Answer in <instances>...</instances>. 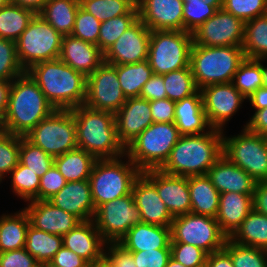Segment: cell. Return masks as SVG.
I'll return each mask as SVG.
<instances>
[{"instance_id": "obj_1", "label": "cell", "mask_w": 267, "mask_h": 267, "mask_svg": "<svg viewBox=\"0 0 267 267\" xmlns=\"http://www.w3.org/2000/svg\"><path fill=\"white\" fill-rule=\"evenodd\" d=\"M223 131L209 129L204 134L181 135L160 168L171 175H204L223 155Z\"/></svg>"}, {"instance_id": "obj_2", "label": "cell", "mask_w": 267, "mask_h": 267, "mask_svg": "<svg viewBox=\"0 0 267 267\" xmlns=\"http://www.w3.org/2000/svg\"><path fill=\"white\" fill-rule=\"evenodd\" d=\"M26 72L55 110H71L84 104L87 77L59 58L36 63Z\"/></svg>"}, {"instance_id": "obj_3", "label": "cell", "mask_w": 267, "mask_h": 267, "mask_svg": "<svg viewBox=\"0 0 267 267\" xmlns=\"http://www.w3.org/2000/svg\"><path fill=\"white\" fill-rule=\"evenodd\" d=\"M54 110L37 83L25 72L12 81L8 109L0 129L25 137Z\"/></svg>"}, {"instance_id": "obj_4", "label": "cell", "mask_w": 267, "mask_h": 267, "mask_svg": "<svg viewBox=\"0 0 267 267\" xmlns=\"http://www.w3.org/2000/svg\"><path fill=\"white\" fill-rule=\"evenodd\" d=\"M73 113L77 146L96 159H113L126 155V148L119 141L115 114L80 105Z\"/></svg>"}, {"instance_id": "obj_5", "label": "cell", "mask_w": 267, "mask_h": 267, "mask_svg": "<svg viewBox=\"0 0 267 267\" xmlns=\"http://www.w3.org/2000/svg\"><path fill=\"white\" fill-rule=\"evenodd\" d=\"M245 60L242 47H210L193 44L190 67L197 88L211 84L230 83L239 65Z\"/></svg>"}, {"instance_id": "obj_6", "label": "cell", "mask_w": 267, "mask_h": 267, "mask_svg": "<svg viewBox=\"0 0 267 267\" xmlns=\"http://www.w3.org/2000/svg\"><path fill=\"white\" fill-rule=\"evenodd\" d=\"M120 158L97 159L93 166L89 183L95 210L105 202L129 195L141 174L130 159L124 163Z\"/></svg>"}, {"instance_id": "obj_7", "label": "cell", "mask_w": 267, "mask_h": 267, "mask_svg": "<svg viewBox=\"0 0 267 267\" xmlns=\"http://www.w3.org/2000/svg\"><path fill=\"white\" fill-rule=\"evenodd\" d=\"M181 134L174 122L152 123L126 147V155L141 172L160 169Z\"/></svg>"}, {"instance_id": "obj_8", "label": "cell", "mask_w": 267, "mask_h": 267, "mask_svg": "<svg viewBox=\"0 0 267 267\" xmlns=\"http://www.w3.org/2000/svg\"><path fill=\"white\" fill-rule=\"evenodd\" d=\"M192 45V33L188 31H151L147 60L153 74L164 75L189 67Z\"/></svg>"}, {"instance_id": "obj_9", "label": "cell", "mask_w": 267, "mask_h": 267, "mask_svg": "<svg viewBox=\"0 0 267 267\" xmlns=\"http://www.w3.org/2000/svg\"><path fill=\"white\" fill-rule=\"evenodd\" d=\"M63 36L39 14L15 41L19 62L26 71L32 65L59 58Z\"/></svg>"}, {"instance_id": "obj_10", "label": "cell", "mask_w": 267, "mask_h": 267, "mask_svg": "<svg viewBox=\"0 0 267 267\" xmlns=\"http://www.w3.org/2000/svg\"><path fill=\"white\" fill-rule=\"evenodd\" d=\"M25 138L53 157L77 148L76 125L71 110H54Z\"/></svg>"}, {"instance_id": "obj_11", "label": "cell", "mask_w": 267, "mask_h": 267, "mask_svg": "<svg viewBox=\"0 0 267 267\" xmlns=\"http://www.w3.org/2000/svg\"><path fill=\"white\" fill-rule=\"evenodd\" d=\"M227 239L216 218L191 212L173 217L170 243L191 244L211 254L222 250Z\"/></svg>"}, {"instance_id": "obj_12", "label": "cell", "mask_w": 267, "mask_h": 267, "mask_svg": "<svg viewBox=\"0 0 267 267\" xmlns=\"http://www.w3.org/2000/svg\"><path fill=\"white\" fill-rule=\"evenodd\" d=\"M223 156L257 182L267 181L266 136L251 132L245 126L237 136L229 138L223 135Z\"/></svg>"}, {"instance_id": "obj_13", "label": "cell", "mask_w": 267, "mask_h": 267, "mask_svg": "<svg viewBox=\"0 0 267 267\" xmlns=\"http://www.w3.org/2000/svg\"><path fill=\"white\" fill-rule=\"evenodd\" d=\"M93 221L106 243H118L125 234L141 222L132 192L129 195L101 204Z\"/></svg>"}, {"instance_id": "obj_14", "label": "cell", "mask_w": 267, "mask_h": 267, "mask_svg": "<svg viewBox=\"0 0 267 267\" xmlns=\"http://www.w3.org/2000/svg\"><path fill=\"white\" fill-rule=\"evenodd\" d=\"M126 100L118 81L116 65L103 62L87 77L84 101L87 107L115 114Z\"/></svg>"}, {"instance_id": "obj_15", "label": "cell", "mask_w": 267, "mask_h": 267, "mask_svg": "<svg viewBox=\"0 0 267 267\" xmlns=\"http://www.w3.org/2000/svg\"><path fill=\"white\" fill-rule=\"evenodd\" d=\"M244 30L243 20L221 8L192 32L193 44L210 47H242Z\"/></svg>"}, {"instance_id": "obj_16", "label": "cell", "mask_w": 267, "mask_h": 267, "mask_svg": "<svg viewBox=\"0 0 267 267\" xmlns=\"http://www.w3.org/2000/svg\"><path fill=\"white\" fill-rule=\"evenodd\" d=\"M201 90L203 107L208 122L213 129L223 131V126L233 116L246 99L230 83L211 84Z\"/></svg>"}, {"instance_id": "obj_17", "label": "cell", "mask_w": 267, "mask_h": 267, "mask_svg": "<svg viewBox=\"0 0 267 267\" xmlns=\"http://www.w3.org/2000/svg\"><path fill=\"white\" fill-rule=\"evenodd\" d=\"M151 30L138 18L104 53V62L124 65L148 59Z\"/></svg>"}, {"instance_id": "obj_18", "label": "cell", "mask_w": 267, "mask_h": 267, "mask_svg": "<svg viewBox=\"0 0 267 267\" xmlns=\"http://www.w3.org/2000/svg\"><path fill=\"white\" fill-rule=\"evenodd\" d=\"M155 186L172 217L191 212L188 177L164 173L160 169L142 172Z\"/></svg>"}, {"instance_id": "obj_19", "label": "cell", "mask_w": 267, "mask_h": 267, "mask_svg": "<svg viewBox=\"0 0 267 267\" xmlns=\"http://www.w3.org/2000/svg\"><path fill=\"white\" fill-rule=\"evenodd\" d=\"M138 18L151 30L184 31L182 0H136Z\"/></svg>"}, {"instance_id": "obj_20", "label": "cell", "mask_w": 267, "mask_h": 267, "mask_svg": "<svg viewBox=\"0 0 267 267\" xmlns=\"http://www.w3.org/2000/svg\"><path fill=\"white\" fill-rule=\"evenodd\" d=\"M153 123L149 101L134 97L115 113V124L119 141L126 148Z\"/></svg>"}, {"instance_id": "obj_21", "label": "cell", "mask_w": 267, "mask_h": 267, "mask_svg": "<svg viewBox=\"0 0 267 267\" xmlns=\"http://www.w3.org/2000/svg\"><path fill=\"white\" fill-rule=\"evenodd\" d=\"M27 212L30 224L53 235L64 236L82 221L71 213L56 207L48 200L29 201Z\"/></svg>"}, {"instance_id": "obj_22", "label": "cell", "mask_w": 267, "mask_h": 267, "mask_svg": "<svg viewBox=\"0 0 267 267\" xmlns=\"http://www.w3.org/2000/svg\"><path fill=\"white\" fill-rule=\"evenodd\" d=\"M132 194L141 212V222L171 226L173 217L159 197L156 186L142 172L133 183Z\"/></svg>"}, {"instance_id": "obj_23", "label": "cell", "mask_w": 267, "mask_h": 267, "mask_svg": "<svg viewBox=\"0 0 267 267\" xmlns=\"http://www.w3.org/2000/svg\"><path fill=\"white\" fill-rule=\"evenodd\" d=\"M63 246L86 260L91 266L105 256L106 242L93 220L82 221L62 236Z\"/></svg>"}, {"instance_id": "obj_24", "label": "cell", "mask_w": 267, "mask_h": 267, "mask_svg": "<svg viewBox=\"0 0 267 267\" xmlns=\"http://www.w3.org/2000/svg\"><path fill=\"white\" fill-rule=\"evenodd\" d=\"M48 201L81 221L93 220L96 212L89 180L67 182Z\"/></svg>"}, {"instance_id": "obj_25", "label": "cell", "mask_w": 267, "mask_h": 267, "mask_svg": "<svg viewBox=\"0 0 267 267\" xmlns=\"http://www.w3.org/2000/svg\"><path fill=\"white\" fill-rule=\"evenodd\" d=\"M59 59L88 77L104 62V53L97 45L68 35L63 36Z\"/></svg>"}, {"instance_id": "obj_26", "label": "cell", "mask_w": 267, "mask_h": 267, "mask_svg": "<svg viewBox=\"0 0 267 267\" xmlns=\"http://www.w3.org/2000/svg\"><path fill=\"white\" fill-rule=\"evenodd\" d=\"M207 175L220 194L236 192L253 196L257 185L252 176L223 155L208 170Z\"/></svg>"}, {"instance_id": "obj_27", "label": "cell", "mask_w": 267, "mask_h": 267, "mask_svg": "<svg viewBox=\"0 0 267 267\" xmlns=\"http://www.w3.org/2000/svg\"><path fill=\"white\" fill-rule=\"evenodd\" d=\"M171 226L137 223L118 242L128 251L170 248Z\"/></svg>"}, {"instance_id": "obj_28", "label": "cell", "mask_w": 267, "mask_h": 267, "mask_svg": "<svg viewBox=\"0 0 267 267\" xmlns=\"http://www.w3.org/2000/svg\"><path fill=\"white\" fill-rule=\"evenodd\" d=\"M174 123L181 135L204 134L205 128L212 129L204 111L201 90L175 102Z\"/></svg>"}, {"instance_id": "obj_29", "label": "cell", "mask_w": 267, "mask_h": 267, "mask_svg": "<svg viewBox=\"0 0 267 267\" xmlns=\"http://www.w3.org/2000/svg\"><path fill=\"white\" fill-rule=\"evenodd\" d=\"M253 209L251 194L225 192L220 194L216 220L221 230L230 237Z\"/></svg>"}, {"instance_id": "obj_30", "label": "cell", "mask_w": 267, "mask_h": 267, "mask_svg": "<svg viewBox=\"0 0 267 267\" xmlns=\"http://www.w3.org/2000/svg\"><path fill=\"white\" fill-rule=\"evenodd\" d=\"M188 186L191 200V213L216 218L220 193L212 184L209 176L194 175L188 177Z\"/></svg>"}, {"instance_id": "obj_31", "label": "cell", "mask_w": 267, "mask_h": 267, "mask_svg": "<svg viewBox=\"0 0 267 267\" xmlns=\"http://www.w3.org/2000/svg\"><path fill=\"white\" fill-rule=\"evenodd\" d=\"M96 158L77 147L54 157V165L67 182L89 180Z\"/></svg>"}, {"instance_id": "obj_32", "label": "cell", "mask_w": 267, "mask_h": 267, "mask_svg": "<svg viewBox=\"0 0 267 267\" xmlns=\"http://www.w3.org/2000/svg\"><path fill=\"white\" fill-rule=\"evenodd\" d=\"M80 0H48L38 13L62 36L71 35Z\"/></svg>"}, {"instance_id": "obj_33", "label": "cell", "mask_w": 267, "mask_h": 267, "mask_svg": "<svg viewBox=\"0 0 267 267\" xmlns=\"http://www.w3.org/2000/svg\"><path fill=\"white\" fill-rule=\"evenodd\" d=\"M30 220L23 209L14 215L0 217V252L25 248L27 229Z\"/></svg>"}, {"instance_id": "obj_34", "label": "cell", "mask_w": 267, "mask_h": 267, "mask_svg": "<svg viewBox=\"0 0 267 267\" xmlns=\"http://www.w3.org/2000/svg\"><path fill=\"white\" fill-rule=\"evenodd\" d=\"M229 238L241 245L267 250V215L252 209Z\"/></svg>"}, {"instance_id": "obj_35", "label": "cell", "mask_w": 267, "mask_h": 267, "mask_svg": "<svg viewBox=\"0 0 267 267\" xmlns=\"http://www.w3.org/2000/svg\"><path fill=\"white\" fill-rule=\"evenodd\" d=\"M63 246L62 236L53 235L33 227L27 229L25 249L38 263L49 264L57 251Z\"/></svg>"}, {"instance_id": "obj_36", "label": "cell", "mask_w": 267, "mask_h": 267, "mask_svg": "<svg viewBox=\"0 0 267 267\" xmlns=\"http://www.w3.org/2000/svg\"><path fill=\"white\" fill-rule=\"evenodd\" d=\"M116 72L125 97H140L144 84L150 80L153 71L148 60L133 64L116 65Z\"/></svg>"}, {"instance_id": "obj_37", "label": "cell", "mask_w": 267, "mask_h": 267, "mask_svg": "<svg viewBox=\"0 0 267 267\" xmlns=\"http://www.w3.org/2000/svg\"><path fill=\"white\" fill-rule=\"evenodd\" d=\"M242 49L247 59L267 58V14L245 22Z\"/></svg>"}, {"instance_id": "obj_38", "label": "cell", "mask_w": 267, "mask_h": 267, "mask_svg": "<svg viewBox=\"0 0 267 267\" xmlns=\"http://www.w3.org/2000/svg\"><path fill=\"white\" fill-rule=\"evenodd\" d=\"M35 13L9 3L0 9V37L16 41L27 28Z\"/></svg>"}, {"instance_id": "obj_39", "label": "cell", "mask_w": 267, "mask_h": 267, "mask_svg": "<svg viewBox=\"0 0 267 267\" xmlns=\"http://www.w3.org/2000/svg\"><path fill=\"white\" fill-rule=\"evenodd\" d=\"M163 81L166 98L175 102L187 98L199 90L190 66L164 74Z\"/></svg>"}, {"instance_id": "obj_40", "label": "cell", "mask_w": 267, "mask_h": 267, "mask_svg": "<svg viewBox=\"0 0 267 267\" xmlns=\"http://www.w3.org/2000/svg\"><path fill=\"white\" fill-rule=\"evenodd\" d=\"M137 19L138 9L135 5L127 14L101 22L98 37L100 50L105 53Z\"/></svg>"}, {"instance_id": "obj_41", "label": "cell", "mask_w": 267, "mask_h": 267, "mask_svg": "<svg viewBox=\"0 0 267 267\" xmlns=\"http://www.w3.org/2000/svg\"><path fill=\"white\" fill-rule=\"evenodd\" d=\"M232 83L248 99L256 90L263 87L261 64L257 60L245 58L239 65Z\"/></svg>"}, {"instance_id": "obj_42", "label": "cell", "mask_w": 267, "mask_h": 267, "mask_svg": "<svg viewBox=\"0 0 267 267\" xmlns=\"http://www.w3.org/2000/svg\"><path fill=\"white\" fill-rule=\"evenodd\" d=\"M223 249L234 267H267V250L235 243L229 237Z\"/></svg>"}, {"instance_id": "obj_43", "label": "cell", "mask_w": 267, "mask_h": 267, "mask_svg": "<svg viewBox=\"0 0 267 267\" xmlns=\"http://www.w3.org/2000/svg\"><path fill=\"white\" fill-rule=\"evenodd\" d=\"M136 0H80V6L100 22L127 14Z\"/></svg>"}, {"instance_id": "obj_44", "label": "cell", "mask_w": 267, "mask_h": 267, "mask_svg": "<svg viewBox=\"0 0 267 267\" xmlns=\"http://www.w3.org/2000/svg\"><path fill=\"white\" fill-rule=\"evenodd\" d=\"M19 163L27 166L41 178L54 164V157L33 145L25 137H21Z\"/></svg>"}, {"instance_id": "obj_45", "label": "cell", "mask_w": 267, "mask_h": 267, "mask_svg": "<svg viewBox=\"0 0 267 267\" xmlns=\"http://www.w3.org/2000/svg\"><path fill=\"white\" fill-rule=\"evenodd\" d=\"M11 173L13 193L26 201L38 200L40 177L20 163Z\"/></svg>"}, {"instance_id": "obj_46", "label": "cell", "mask_w": 267, "mask_h": 267, "mask_svg": "<svg viewBox=\"0 0 267 267\" xmlns=\"http://www.w3.org/2000/svg\"><path fill=\"white\" fill-rule=\"evenodd\" d=\"M0 129V181L10 173L19 163L20 138Z\"/></svg>"}, {"instance_id": "obj_47", "label": "cell", "mask_w": 267, "mask_h": 267, "mask_svg": "<svg viewBox=\"0 0 267 267\" xmlns=\"http://www.w3.org/2000/svg\"><path fill=\"white\" fill-rule=\"evenodd\" d=\"M25 72L17 56L16 42L0 37V80L13 81Z\"/></svg>"}, {"instance_id": "obj_48", "label": "cell", "mask_w": 267, "mask_h": 267, "mask_svg": "<svg viewBox=\"0 0 267 267\" xmlns=\"http://www.w3.org/2000/svg\"><path fill=\"white\" fill-rule=\"evenodd\" d=\"M184 31L192 33L211 16H213L218 8L207 5L204 0H182Z\"/></svg>"}, {"instance_id": "obj_49", "label": "cell", "mask_w": 267, "mask_h": 267, "mask_svg": "<svg viewBox=\"0 0 267 267\" xmlns=\"http://www.w3.org/2000/svg\"><path fill=\"white\" fill-rule=\"evenodd\" d=\"M100 27L101 22L79 6L71 36L98 46Z\"/></svg>"}, {"instance_id": "obj_50", "label": "cell", "mask_w": 267, "mask_h": 267, "mask_svg": "<svg viewBox=\"0 0 267 267\" xmlns=\"http://www.w3.org/2000/svg\"><path fill=\"white\" fill-rule=\"evenodd\" d=\"M222 8L246 22L267 14V0H223Z\"/></svg>"}, {"instance_id": "obj_51", "label": "cell", "mask_w": 267, "mask_h": 267, "mask_svg": "<svg viewBox=\"0 0 267 267\" xmlns=\"http://www.w3.org/2000/svg\"><path fill=\"white\" fill-rule=\"evenodd\" d=\"M171 257L186 267H200L206 264L208 253L199 247L186 243H170Z\"/></svg>"}, {"instance_id": "obj_52", "label": "cell", "mask_w": 267, "mask_h": 267, "mask_svg": "<svg viewBox=\"0 0 267 267\" xmlns=\"http://www.w3.org/2000/svg\"><path fill=\"white\" fill-rule=\"evenodd\" d=\"M67 183V180L53 164L50 169L40 178L38 200H48L58 193Z\"/></svg>"}, {"instance_id": "obj_53", "label": "cell", "mask_w": 267, "mask_h": 267, "mask_svg": "<svg viewBox=\"0 0 267 267\" xmlns=\"http://www.w3.org/2000/svg\"><path fill=\"white\" fill-rule=\"evenodd\" d=\"M137 267H166L171 248L130 251Z\"/></svg>"}, {"instance_id": "obj_54", "label": "cell", "mask_w": 267, "mask_h": 267, "mask_svg": "<svg viewBox=\"0 0 267 267\" xmlns=\"http://www.w3.org/2000/svg\"><path fill=\"white\" fill-rule=\"evenodd\" d=\"M37 264L25 248L0 252V267H35Z\"/></svg>"}, {"instance_id": "obj_55", "label": "cell", "mask_w": 267, "mask_h": 267, "mask_svg": "<svg viewBox=\"0 0 267 267\" xmlns=\"http://www.w3.org/2000/svg\"><path fill=\"white\" fill-rule=\"evenodd\" d=\"M154 123H170L175 118V101L168 98L149 101Z\"/></svg>"}, {"instance_id": "obj_56", "label": "cell", "mask_w": 267, "mask_h": 267, "mask_svg": "<svg viewBox=\"0 0 267 267\" xmlns=\"http://www.w3.org/2000/svg\"><path fill=\"white\" fill-rule=\"evenodd\" d=\"M91 265L76 253L62 246L47 267H90Z\"/></svg>"}, {"instance_id": "obj_57", "label": "cell", "mask_w": 267, "mask_h": 267, "mask_svg": "<svg viewBox=\"0 0 267 267\" xmlns=\"http://www.w3.org/2000/svg\"><path fill=\"white\" fill-rule=\"evenodd\" d=\"M107 252L105 250V257L115 267H137L130 251L126 250L119 243H107ZM109 246V247H108Z\"/></svg>"}, {"instance_id": "obj_58", "label": "cell", "mask_w": 267, "mask_h": 267, "mask_svg": "<svg viewBox=\"0 0 267 267\" xmlns=\"http://www.w3.org/2000/svg\"><path fill=\"white\" fill-rule=\"evenodd\" d=\"M140 97L148 101L165 99L166 89L163 75L153 74L144 84Z\"/></svg>"}, {"instance_id": "obj_59", "label": "cell", "mask_w": 267, "mask_h": 267, "mask_svg": "<svg viewBox=\"0 0 267 267\" xmlns=\"http://www.w3.org/2000/svg\"><path fill=\"white\" fill-rule=\"evenodd\" d=\"M245 127L251 132L267 136V108L256 110Z\"/></svg>"}, {"instance_id": "obj_60", "label": "cell", "mask_w": 267, "mask_h": 267, "mask_svg": "<svg viewBox=\"0 0 267 267\" xmlns=\"http://www.w3.org/2000/svg\"><path fill=\"white\" fill-rule=\"evenodd\" d=\"M253 209L267 215V181L257 182L253 192Z\"/></svg>"}, {"instance_id": "obj_61", "label": "cell", "mask_w": 267, "mask_h": 267, "mask_svg": "<svg viewBox=\"0 0 267 267\" xmlns=\"http://www.w3.org/2000/svg\"><path fill=\"white\" fill-rule=\"evenodd\" d=\"M206 266L234 267L230 255L224 249L208 254Z\"/></svg>"}, {"instance_id": "obj_62", "label": "cell", "mask_w": 267, "mask_h": 267, "mask_svg": "<svg viewBox=\"0 0 267 267\" xmlns=\"http://www.w3.org/2000/svg\"><path fill=\"white\" fill-rule=\"evenodd\" d=\"M12 81L0 80V122L5 117L9 104Z\"/></svg>"}, {"instance_id": "obj_63", "label": "cell", "mask_w": 267, "mask_h": 267, "mask_svg": "<svg viewBox=\"0 0 267 267\" xmlns=\"http://www.w3.org/2000/svg\"><path fill=\"white\" fill-rule=\"evenodd\" d=\"M248 100L256 110L267 108V87H260Z\"/></svg>"}, {"instance_id": "obj_64", "label": "cell", "mask_w": 267, "mask_h": 267, "mask_svg": "<svg viewBox=\"0 0 267 267\" xmlns=\"http://www.w3.org/2000/svg\"><path fill=\"white\" fill-rule=\"evenodd\" d=\"M48 0H10L13 5L20 6L32 10L35 14H38Z\"/></svg>"}, {"instance_id": "obj_65", "label": "cell", "mask_w": 267, "mask_h": 267, "mask_svg": "<svg viewBox=\"0 0 267 267\" xmlns=\"http://www.w3.org/2000/svg\"><path fill=\"white\" fill-rule=\"evenodd\" d=\"M92 267H115L105 256L97 261Z\"/></svg>"}, {"instance_id": "obj_66", "label": "cell", "mask_w": 267, "mask_h": 267, "mask_svg": "<svg viewBox=\"0 0 267 267\" xmlns=\"http://www.w3.org/2000/svg\"><path fill=\"white\" fill-rule=\"evenodd\" d=\"M265 59H258L257 61L261 64L262 78H263V87H267V67H264L261 61Z\"/></svg>"}, {"instance_id": "obj_67", "label": "cell", "mask_w": 267, "mask_h": 267, "mask_svg": "<svg viewBox=\"0 0 267 267\" xmlns=\"http://www.w3.org/2000/svg\"><path fill=\"white\" fill-rule=\"evenodd\" d=\"M207 5H212L221 9L223 6V0H204Z\"/></svg>"}, {"instance_id": "obj_68", "label": "cell", "mask_w": 267, "mask_h": 267, "mask_svg": "<svg viewBox=\"0 0 267 267\" xmlns=\"http://www.w3.org/2000/svg\"><path fill=\"white\" fill-rule=\"evenodd\" d=\"M166 267H186L185 265L181 264L180 262H177L172 257L169 258Z\"/></svg>"}, {"instance_id": "obj_69", "label": "cell", "mask_w": 267, "mask_h": 267, "mask_svg": "<svg viewBox=\"0 0 267 267\" xmlns=\"http://www.w3.org/2000/svg\"><path fill=\"white\" fill-rule=\"evenodd\" d=\"M10 3V0H0V9L7 6Z\"/></svg>"}, {"instance_id": "obj_70", "label": "cell", "mask_w": 267, "mask_h": 267, "mask_svg": "<svg viewBox=\"0 0 267 267\" xmlns=\"http://www.w3.org/2000/svg\"><path fill=\"white\" fill-rule=\"evenodd\" d=\"M35 267H47V264L38 263Z\"/></svg>"}]
</instances>
